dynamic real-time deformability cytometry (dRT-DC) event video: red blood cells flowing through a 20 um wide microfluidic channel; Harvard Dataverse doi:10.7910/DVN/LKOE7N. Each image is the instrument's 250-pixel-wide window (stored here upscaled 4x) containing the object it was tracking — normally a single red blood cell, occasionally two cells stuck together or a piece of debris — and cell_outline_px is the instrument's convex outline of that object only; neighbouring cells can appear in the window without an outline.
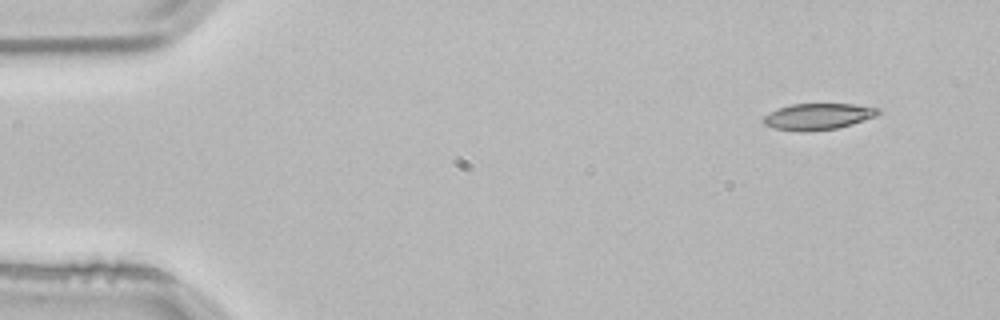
{"species": "common noctule bat (a hibernating species)", "species_latin": "Nyctalus noctula", "temperature_condition": "room temperature", "stored_images_in_passage": 3, "camera_frame_rate_fps": 3000, "um_per_image_px": 0.085, "animal": {"sex": "male", "body_mass_g": 21.5, "forearm_length_mm": 52.0}, "frame": {"image": 1, "passage_image": 1, "time_ms": 0.0, "image_size_px": [1000, 320], "cell_outline_px": [[880, 112], [876, 116], [852, 124], [836, 128], [804, 132], [772, 128], [764, 124], [764, 116], [780, 108], [792, 104], [852, 104], [880, 108]], "centroid_in_image_um": [69.55, 9.91], "position_along_channel_um": 15.4, "area_um2": 17.4}}
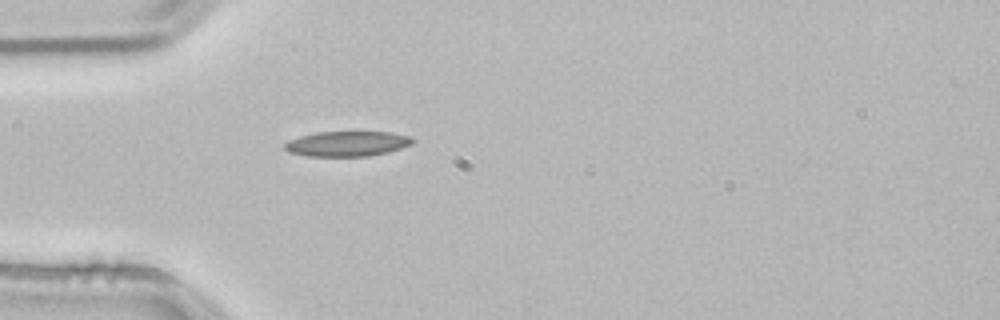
{"frame": {"image": 2, "passage_image": 3, "time_ms": 0.667, "image_size_px": [1000, 320], "cell_outline_px": [[416, 140], [412, 144], [388, 152], [368, 156], [308, 156], [288, 152], [284, 148], [284, 144], [288, 140], [300, 136], [316, 132], [392, 132], [412, 136]], "centroid_in_image_um": [29.53, 12.21], "position_along_channel_um": 55.5, "area_um2": 18.84}}